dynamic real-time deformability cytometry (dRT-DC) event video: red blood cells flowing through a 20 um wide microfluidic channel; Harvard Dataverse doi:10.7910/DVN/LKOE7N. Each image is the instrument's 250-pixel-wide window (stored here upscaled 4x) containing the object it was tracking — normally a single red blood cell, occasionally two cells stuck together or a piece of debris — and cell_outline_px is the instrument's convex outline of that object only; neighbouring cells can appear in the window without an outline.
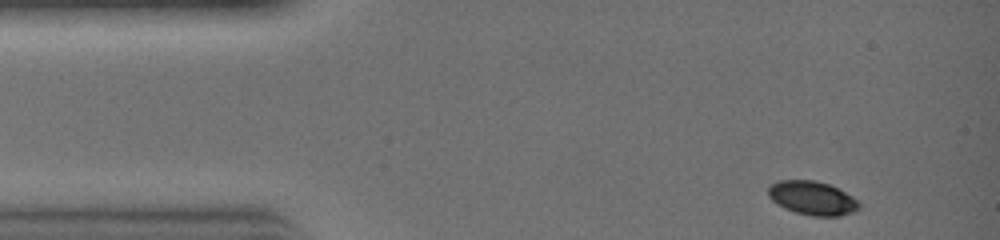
{"species": "common noctule bat (a hibernating species)", "species_latin": "Nyctalus noctula", "temperature_condition": "warm", "stored_images_in_passage": 26, "camera_frame_rate_fps": 3000, "um_per_image_px": 0.085, "animal": {"sex": "female", "body_mass_g": 19.0, "forearm_length_mm": 51.5}, "frame": {"image": 1, "passage_image": 1, "time_ms": 0.0, "image_size_px": [1000, 240], "cell_outline_px": [[860, 208], [852, 212], [840, 216], [812, 216], [796, 212], [784, 208], [776, 204], [768, 196], [768, 188], [772, 184], [780, 180], [812, 180], [828, 184], [852, 196], [860, 204]], "centroid_in_image_um": [69.03, 16.84], "position_along_channel_um": 16.0, "area_um2": 17.74}}
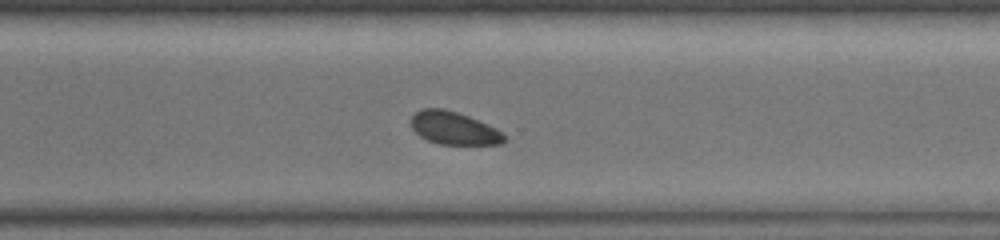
{"frame": {"image": 2, "passage_image": 20, "time_ms": 6.333, "image_size_px": [1000, 240], "cell_outline_px": [[504, 140], [500, 144], [440, 144], [428, 140], [420, 136], [408, 124], [412, 116], [416, 112], [424, 108], [444, 108], [468, 116], [488, 124], [496, 128], [504, 136]], "centroid_in_image_um": [38.52, 10.88], "position_along_channel_um": 332.1, "area_um2": 17.69}}
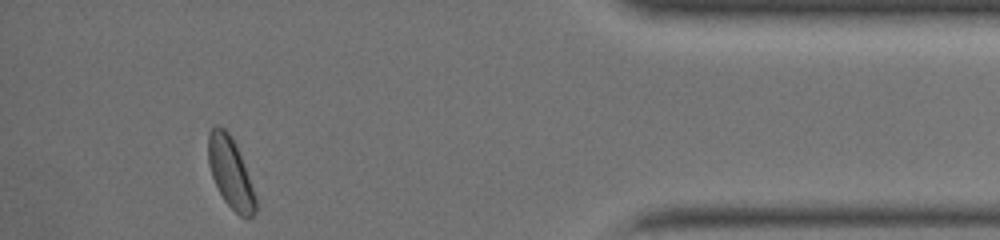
{"frame": {"image": 3, "passage_image": 26, "time_ms": 8.333, "image_size_px": [1000, 240], "cell_outline_px": [[256, 212], [248, 220], [244, 220], [224, 200], [212, 176], [208, 164], [208, 132], [216, 124], [224, 128], [232, 136], [236, 144], [256, 196]], "centroid_in_image_um": [19.59, 14.68], "position_along_channel_um": 415.6, "area_um2": 19.48}}